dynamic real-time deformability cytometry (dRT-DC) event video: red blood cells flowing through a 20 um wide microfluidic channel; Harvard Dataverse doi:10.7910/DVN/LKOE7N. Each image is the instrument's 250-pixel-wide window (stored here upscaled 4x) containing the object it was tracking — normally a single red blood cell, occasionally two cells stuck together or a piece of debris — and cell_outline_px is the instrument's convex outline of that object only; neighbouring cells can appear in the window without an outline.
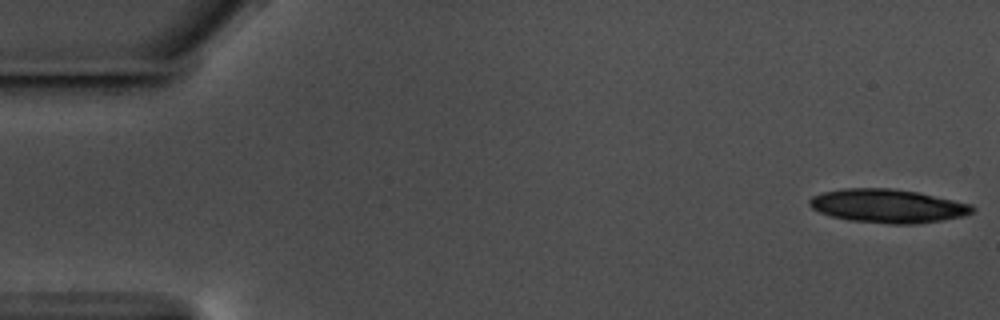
{"species": "common noctule bat (a hibernating species)", "species_latin": "Nyctalus noctula", "temperature_condition": "warm", "stored_images_in_passage": 17, "camera_frame_rate_fps": 3000, "um_per_image_px": 0.085, "animal": {"sex": "male", "body_mass_g": 17.5, "forearm_length_mm": 52.3}, "frame": {"image": 1, "passage_image": 1, "time_ms": 0.0, "image_size_px": [1000, 320], "cell_outline_px": [[976, 208], [972, 212], [964, 216], [916, 224], [888, 224], [848, 220], [832, 216], [820, 212], [812, 208], [808, 204], [808, 200], [812, 196], [824, 192], [844, 188], [892, 188], [920, 192], [972, 204]], "centroid_in_image_um": [75.47, 17.5], "position_along_channel_um": 9.5, "area_um2": 32.08}}